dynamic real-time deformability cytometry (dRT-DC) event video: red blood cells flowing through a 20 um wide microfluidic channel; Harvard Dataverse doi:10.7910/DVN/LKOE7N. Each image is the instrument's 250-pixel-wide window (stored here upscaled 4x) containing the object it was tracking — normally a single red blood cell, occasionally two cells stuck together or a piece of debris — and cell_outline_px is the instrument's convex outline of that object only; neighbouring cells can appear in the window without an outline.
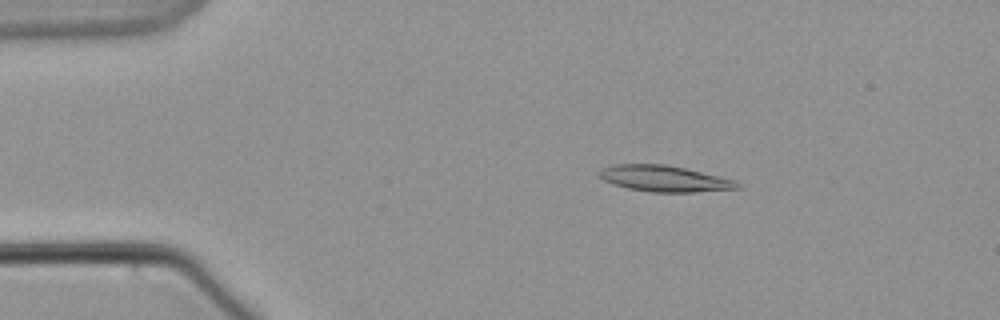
{"species": "common noctule bat (a hibernating species)", "species_latin": "Nyctalus noctula", "temperature_condition": "warm", "stored_images_in_passage": 61, "camera_frame_rate_fps": 3000, "um_per_image_px": 0.085, "animal": {"sex": "male", "body_mass_g": 21.5, "forearm_length_mm": 52.0}, "frame": {"image": 1, "passage_image": 11, "time_ms": 3.333, "image_size_px": [1000, 320], "cell_outline_px": [[740, 188], [692, 192], [652, 192], [628, 188], [612, 184], [604, 180], [596, 172], [600, 168], [612, 164], [664, 164], [684, 168], [736, 180], [740, 184]], "centroid_in_image_um": [56.42, 15.17], "position_along_channel_um": 28.6, "area_um2": 20.98}}
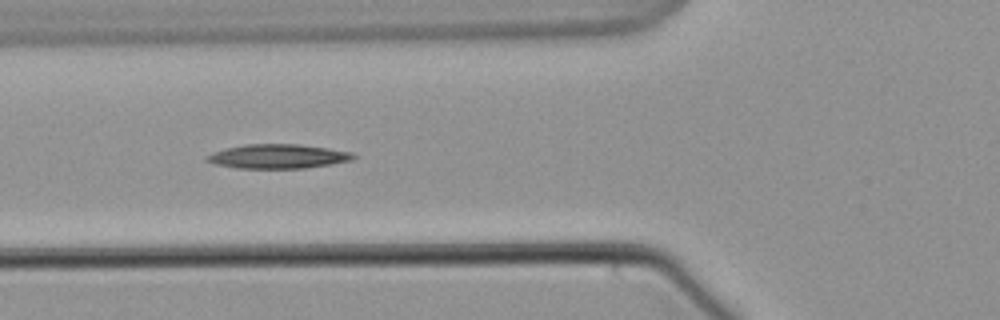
{"frame": {"image": 2, "passage_image": 23, "time_ms": 7.333, "image_size_px": [1000, 320], "cell_outline_px": [[356, 156], [352, 160], [332, 164], [304, 168], [236, 168], [216, 164], [204, 160], [204, 156], [212, 152], [224, 148], [244, 144], [300, 144], [328, 148], [352, 152]], "centroid_in_image_um": [23.59, 13.28], "position_along_channel_um": 102.2, "area_um2": 20.87}}
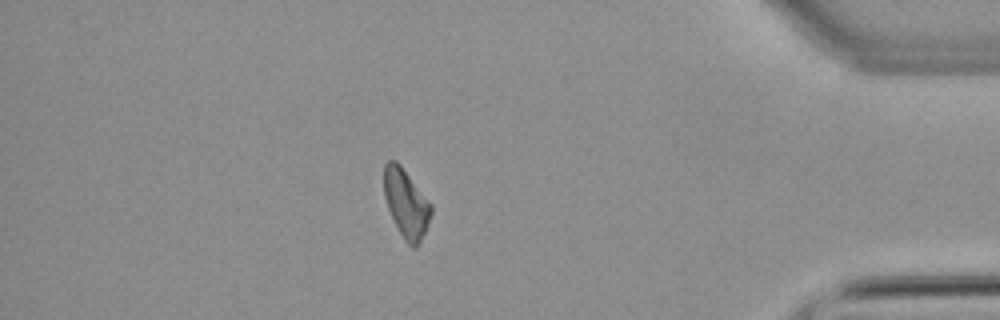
{"frame": {"image": 3, "passage_image": 53, "time_ms": 17.333, "image_size_px": [1000, 320], "cell_outline_px": [[432, 212], [428, 224], [416, 248], [412, 248], [404, 240], [388, 208], [384, 196], [384, 164], [388, 160], [396, 160], [400, 164], [432, 204]], "centroid_in_image_um": [34.52, 17.26], "position_along_channel_um": 400.7, "area_um2": 18.61}}